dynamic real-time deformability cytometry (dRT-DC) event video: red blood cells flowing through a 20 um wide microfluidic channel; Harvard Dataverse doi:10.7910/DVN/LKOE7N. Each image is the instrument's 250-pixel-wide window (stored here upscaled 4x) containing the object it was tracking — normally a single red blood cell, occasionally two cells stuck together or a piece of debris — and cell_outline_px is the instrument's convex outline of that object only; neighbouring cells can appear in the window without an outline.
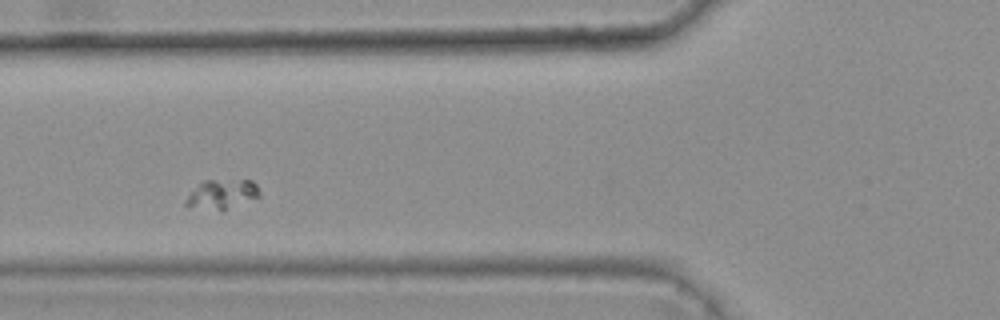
{"species": "common noctule bat (a hibernating species)", "species_latin": "Nyctalus noctula", "temperature_condition": "warm", "stored_images_in_passage": 6, "camera_frame_rate_fps": 3000, "um_per_image_px": 0.085, "animal": {"sex": "female", "body_mass_g": 25.1}, "frame": {"image": 1, "passage_image": 3, "time_ms": 0.667, "image_size_px": [1000, 320], "cell_outline_px": [[260, 196], [220, 212], [184, 204], [184, 200], [204, 180], [252, 180], [256, 184], [260, 192]], "centroid_in_image_um": [18.9, 16.51], "position_along_channel_um": 106.9, "area_um2": 12.48}}
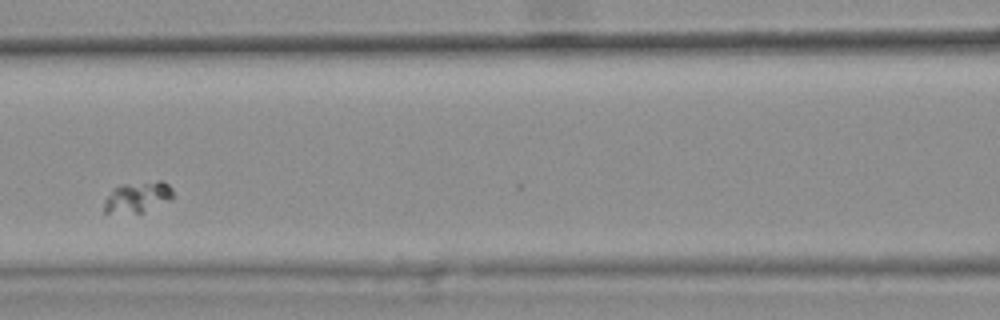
{"frame": {"image": 2, "passage_image": 4, "time_ms": 1.0, "image_size_px": [1000, 320], "cell_outline_px": [[172, 200], [140, 212], [104, 212], [104, 200], [112, 188], [124, 184], [160, 180], [168, 184], [172, 188]], "centroid_in_image_um": [11.7, 16.72], "position_along_channel_um": 154.9, "area_um2": 12.2}}
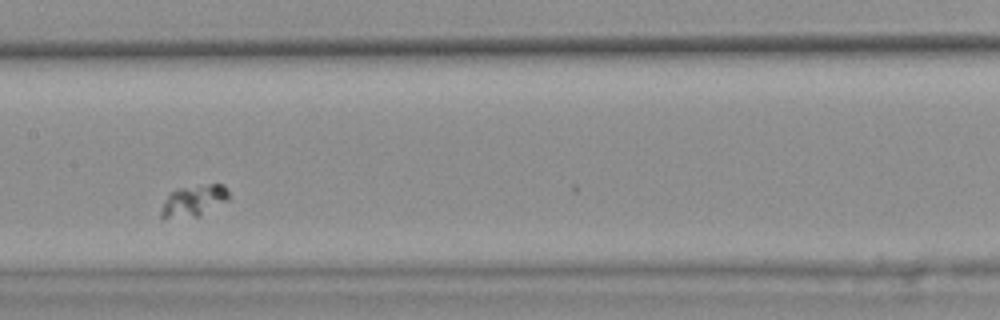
{"frame": {"image": 3, "passage_image": 5, "time_ms": 1.333, "image_size_px": [1000, 320], "cell_outline_px": [[228, 200], [200, 216], [160, 216], [160, 208], [164, 200], [172, 192], [180, 188], [208, 184], [224, 184], [228, 188]], "centroid_in_image_um": [16.51, 17.03], "position_along_channel_um": 190.9, "area_um2": 12.02}}